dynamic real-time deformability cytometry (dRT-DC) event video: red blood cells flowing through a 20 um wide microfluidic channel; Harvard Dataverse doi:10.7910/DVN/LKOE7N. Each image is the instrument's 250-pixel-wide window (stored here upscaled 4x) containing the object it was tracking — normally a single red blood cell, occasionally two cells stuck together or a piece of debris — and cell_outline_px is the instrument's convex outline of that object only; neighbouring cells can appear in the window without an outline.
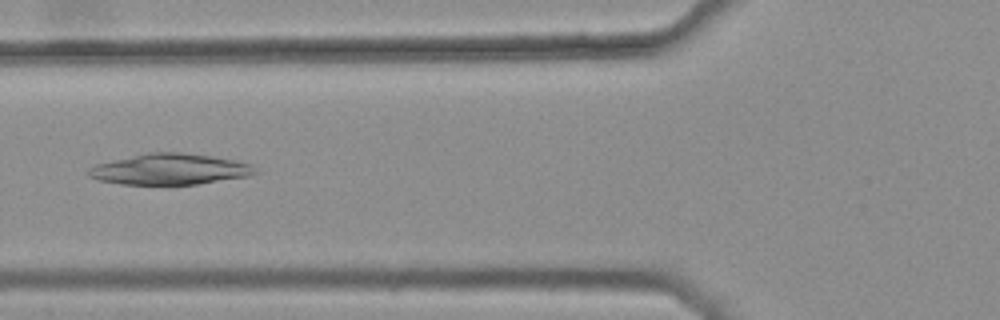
{"species": "common noctule bat (a hibernating species)", "species_latin": "Nyctalus noctula", "temperature_condition": "warm", "stored_images_in_passage": 46, "camera_frame_rate_fps": 3000, "um_per_image_px": 0.085, "animal": {"sex": "female", "body_mass_g": 25.1}, "frame": {"image": 1, "passage_image": 20, "time_ms": 6.333, "image_size_px": [1000, 320], "cell_outline_px": [[260, 172], [248, 176], [196, 184], [120, 184], [100, 180], [88, 176], [84, 172], [88, 168], [96, 164], [112, 160], [148, 152], [180, 152], [212, 156], [252, 164]], "centroid_in_image_um": [14.41, 14.38], "position_along_channel_um": 111.4, "area_um2": 30.0}}
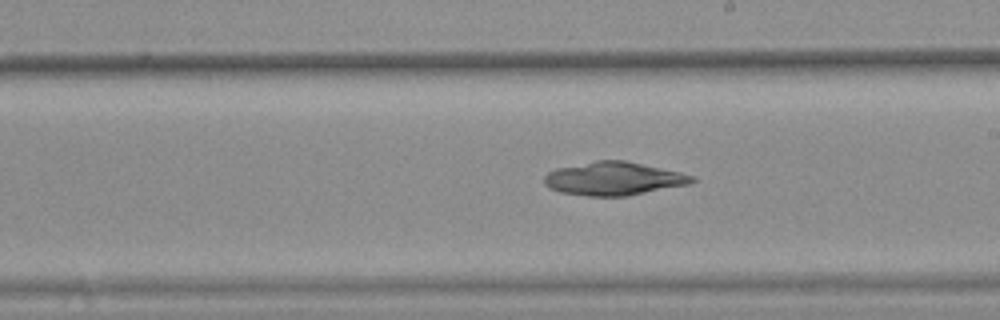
{"frame": {"image": 2, "passage_image": 30, "time_ms": 9.667, "image_size_px": [1000, 320], "cell_outline_px": [[696, 180], [688, 184], [628, 196], [588, 196], [560, 192], [548, 188], [544, 184], [544, 176], [548, 172], [556, 168], [596, 160], [624, 160], [680, 172], [696, 176]], "centroid_in_image_um": [52.14, 15.18], "position_along_channel_um": 236.9, "area_um2": 28.73}}
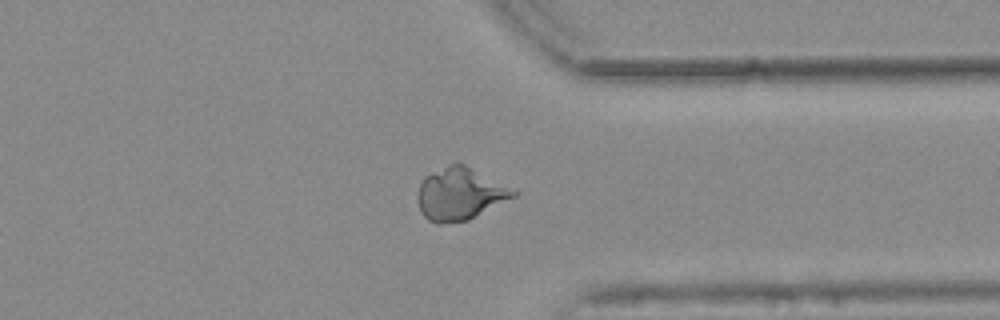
{"frame": {"image": 3, "passage_image": 41, "time_ms": 13.333, "image_size_px": [1000, 320], "cell_outline_px": [[520, 192], [516, 196], [468, 220], [440, 224], [436, 224], [428, 220], [420, 212], [416, 200], [416, 192], [424, 176], [456, 160]], "centroid_in_image_um": [39.05, 16.48], "position_along_channel_um": 372.3, "area_um2": 29.54}}